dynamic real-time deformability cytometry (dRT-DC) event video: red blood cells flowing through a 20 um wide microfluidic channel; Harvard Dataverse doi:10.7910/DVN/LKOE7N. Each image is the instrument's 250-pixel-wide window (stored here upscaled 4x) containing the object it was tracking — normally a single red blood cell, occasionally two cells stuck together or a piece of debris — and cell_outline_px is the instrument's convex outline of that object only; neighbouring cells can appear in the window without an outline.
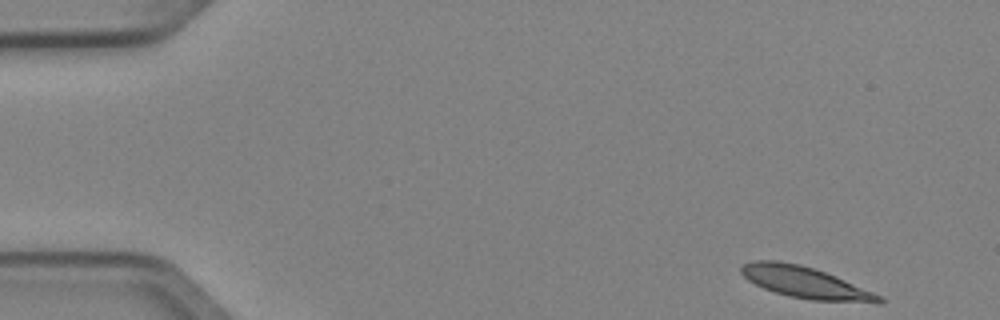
{"species": "Egyptian fruit bat (a non-hibernating species)", "species_latin": "Rousettus aegyptiacus", "temperature_condition": "cold", "stored_images_in_passage": 4, "camera_frame_rate_fps": 3000, "um_per_image_px": 0.085, "animal": {"sex": "female"}, "frame": {"image": 1, "passage_image": 1, "time_ms": 0.0, "image_size_px": [1000, 320], "cell_outline_px": [[884, 300], [880, 304], [812, 300], [788, 296], [764, 288], [748, 280], [740, 272], [740, 268], [744, 264], [756, 260], [776, 260], [800, 264], [836, 276], [872, 292], [880, 296]], "centroid_in_image_um": [68.46, 24.02], "position_along_channel_um": 16.5, "area_um2": 25.09}}
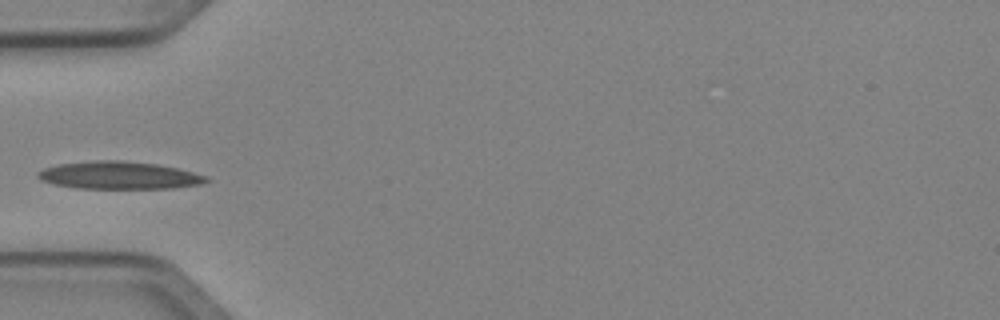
{"frame": {"image": 2, "passage_image": 4, "time_ms": 1.0, "image_size_px": [1000, 320], "cell_outline_px": [[212, 180], [200, 184], [172, 188], [76, 188], [52, 184], [40, 180], [36, 176], [36, 172], [44, 168], [56, 164], [92, 160], [120, 160], [156, 164], [176, 168], [208, 176]], "centroid_in_image_um": [10.07, 14.9], "position_along_channel_um": 74.9, "area_um2": 27.22}}